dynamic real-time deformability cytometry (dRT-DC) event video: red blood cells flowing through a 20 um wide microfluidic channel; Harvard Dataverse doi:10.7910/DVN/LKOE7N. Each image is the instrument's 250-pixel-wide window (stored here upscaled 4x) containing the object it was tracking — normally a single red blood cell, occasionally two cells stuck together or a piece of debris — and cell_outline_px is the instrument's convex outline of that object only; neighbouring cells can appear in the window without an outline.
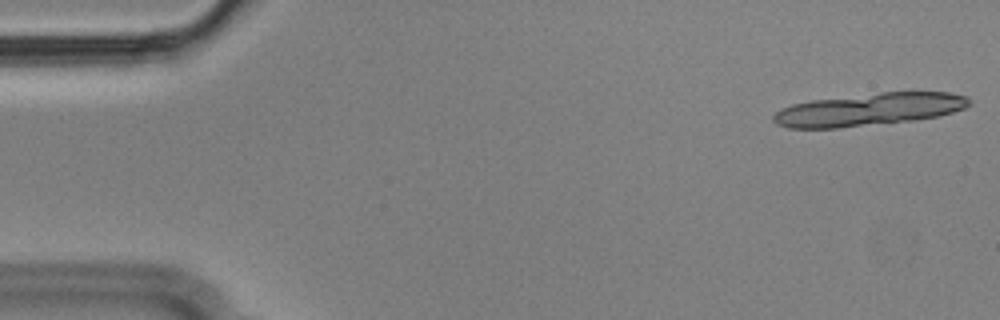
{"species": "Egyptian fruit bat (a non-hibernating species)", "species_latin": "Rousettus aegyptiacus", "temperature_condition": "cold", "stored_images_in_passage": 38, "segment_of_instrument_passage": [1, 2], "camera_frame_rate_fps": 3000, "um_per_image_px": 0.085, "animal": {"sex": "male"}, "frame": {"image": 1, "passage_image": 1, "time_ms": 0.0, "image_size_px": [1000, 320], "cell_outline_px": [[968, 104], [964, 108], [940, 116], [916, 120], [836, 128], [788, 128], [776, 124], [772, 120], [772, 116], [780, 108], [792, 104], [812, 100], [880, 92], [948, 92], [968, 96]], "centroid_in_image_um": [73.83, 9.31], "position_along_channel_um": 11.2, "area_um2": 37.11}}